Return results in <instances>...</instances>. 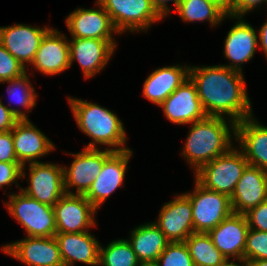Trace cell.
Listing matches in <instances>:
<instances>
[{
    "label": "cell",
    "mask_w": 267,
    "mask_h": 266,
    "mask_svg": "<svg viewBox=\"0 0 267 266\" xmlns=\"http://www.w3.org/2000/svg\"><path fill=\"white\" fill-rule=\"evenodd\" d=\"M189 78L194 83L198 97L207 116L230 118L231 128L252 116L242 72L223 65L190 67Z\"/></svg>",
    "instance_id": "6da1fadb"
},
{
    "label": "cell",
    "mask_w": 267,
    "mask_h": 266,
    "mask_svg": "<svg viewBox=\"0 0 267 266\" xmlns=\"http://www.w3.org/2000/svg\"><path fill=\"white\" fill-rule=\"evenodd\" d=\"M226 122L225 117L207 116L191 123L181 155L195 172L232 147L231 131L235 134V128L229 129Z\"/></svg>",
    "instance_id": "7a4b0ae2"
},
{
    "label": "cell",
    "mask_w": 267,
    "mask_h": 266,
    "mask_svg": "<svg viewBox=\"0 0 267 266\" xmlns=\"http://www.w3.org/2000/svg\"><path fill=\"white\" fill-rule=\"evenodd\" d=\"M76 124L92 138L85 148H97L99 144L111 146L112 151H124L126 132L122 121L111 110L81 99L68 98ZM113 147V148H112Z\"/></svg>",
    "instance_id": "3957f363"
},
{
    "label": "cell",
    "mask_w": 267,
    "mask_h": 266,
    "mask_svg": "<svg viewBox=\"0 0 267 266\" xmlns=\"http://www.w3.org/2000/svg\"><path fill=\"white\" fill-rule=\"evenodd\" d=\"M248 165L243 152L231 147L195 172V179L205 188L231 197Z\"/></svg>",
    "instance_id": "277c9868"
},
{
    "label": "cell",
    "mask_w": 267,
    "mask_h": 266,
    "mask_svg": "<svg viewBox=\"0 0 267 266\" xmlns=\"http://www.w3.org/2000/svg\"><path fill=\"white\" fill-rule=\"evenodd\" d=\"M5 203L10 215L19 222L29 237H55L56 220L53 206L28 197L21 190L11 194Z\"/></svg>",
    "instance_id": "5b68a950"
},
{
    "label": "cell",
    "mask_w": 267,
    "mask_h": 266,
    "mask_svg": "<svg viewBox=\"0 0 267 266\" xmlns=\"http://www.w3.org/2000/svg\"><path fill=\"white\" fill-rule=\"evenodd\" d=\"M192 205L194 232L207 233L233 213L231 198L209 190L195 180V188L185 193Z\"/></svg>",
    "instance_id": "8992f818"
},
{
    "label": "cell",
    "mask_w": 267,
    "mask_h": 266,
    "mask_svg": "<svg viewBox=\"0 0 267 266\" xmlns=\"http://www.w3.org/2000/svg\"><path fill=\"white\" fill-rule=\"evenodd\" d=\"M109 14L115 29L120 33L127 30H147L151 24L163 18L154 9L151 0H97Z\"/></svg>",
    "instance_id": "52a82bcc"
},
{
    "label": "cell",
    "mask_w": 267,
    "mask_h": 266,
    "mask_svg": "<svg viewBox=\"0 0 267 266\" xmlns=\"http://www.w3.org/2000/svg\"><path fill=\"white\" fill-rule=\"evenodd\" d=\"M110 148H84L83 151L71 154L75 157L69 169H64V188L67 194L85 195L95 178L102 170L105 160L113 153ZM77 188L76 193L69 189Z\"/></svg>",
    "instance_id": "ba28073f"
},
{
    "label": "cell",
    "mask_w": 267,
    "mask_h": 266,
    "mask_svg": "<svg viewBox=\"0 0 267 266\" xmlns=\"http://www.w3.org/2000/svg\"><path fill=\"white\" fill-rule=\"evenodd\" d=\"M30 183L20 190L28 197L42 204L54 206L66 193L64 188V169L54 163H29Z\"/></svg>",
    "instance_id": "9c48e42d"
},
{
    "label": "cell",
    "mask_w": 267,
    "mask_h": 266,
    "mask_svg": "<svg viewBox=\"0 0 267 266\" xmlns=\"http://www.w3.org/2000/svg\"><path fill=\"white\" fill-rule=\"evenodd\" d=\"M56 233L86 232L96 226L94 214L97 209L84 195L65 193L53 206Z\"/></svg>",
    "instance_id": "30bf717a"
},
{
    "label": "cell",
    "mask_w": 267,
    "mask_h": 266,
    "mask_svg": "<svg viewBox=\"0 0 267 266\" xmlns=\"http://www.w3.org/2000/svg\"><path fill=\"white\" fill-rule=\"evenodd\" d=\"M28 266H64L55 237H27L1 249Z\"/></svg>",
    "instance_id": "8fae6325"
},
{
    "label": "cell",
    "mask_w": 267,
    "mask_h": 266,
    "mask_svg": "<svg viewBox=\"0 0 267 266\" xmlns=\"http://www.w3.org/2000/svg\"><path fill=\"white\" fill-rule=\"evenodd\" d=\"M133 152L130 149L114 151L104 162L102 170L84 195L96 208L124 182L126 168Z\"/></svg>",
    "instance_id": "7c38bea8"
},
{
    "label": "cell",
    "mask_w": 267,
    "mask_h": 266,
    "mask_svg": "<svg viewBox=\"0 0 267 266\" xmlns=\"http://www.w3.org/2000/svg\"><path fill=\"white\" fill-rule=\"evenodd\" d=\"M249 229L245 215L233 212L207 234L227 260L233 257L243 264Z\"/></svg>",
    "instance_id": "4fadbf2b"
},
{
    "label": "cell",
    "mask_w": 267,
    "mask_h": 266,
    "mask_svg": "<svg viewBox=\"0 0 267 266\" xmlns=\"http://www.w3.org/2000/svg\"><path fill=\"white\" fill-rule=\"evenodd\" d=\"M160 107L167 119L175 124H189L207 117L190 78L171 93Z\"/></svg>",
    "instance_id": "5bb4252c"
},
{
    "label": "cell",
    "mask_w": 267,
    "mask_h": 266,
    "mask_svg": "<svg viewBox=\"0 0 267 266\" xmlns=\"http://www.w3.org/2000/svg\"><path fill=\"white\" fill-rule=\"evenodd\" d=\"M153 223L160 228L169 242H184L194 233L189 197L186 194H180L165 203L160 210L158 222Z\"/></svg>",
    "instance_id": "9a60e30c"
},
{
    "label": "cell",
    "mask_w": 267,
    "mask_h": 266,
    "mask_svg": "<svg viewBox=\"0 0 267 266\" xmlns=\"http://www.w3.org/2000/svg\"><path fill=\"white\" fill-rule=\"evenodd\" d=\"M98 9H75L66 18V25L72 38L114 40L115 29L109 14L97 1Z\"/></svg>",
    "instance_id": "2e32d148"
},
{
    "label": "cell",
    "mask_w": 267,
    "mask_h": 266,
    "mask_svg": "<svg viewBox=\"0 0 267 266\" xmlns=\"http://www.w3.org/2000/svg\"><path fill=\"white\" fill-rule=\"evenodd\" d=\"M50 28L32 27L23 24L0 27V43L24 67L32 64L45 34Z\"/></svg>",
    "instance_id": "e0dca14e"
},
{
    "label": "cell",
    "mask_w": 267,
    "mask_h": 266,
    "mask_svg": "<svg viewBox=\"0 0 267 266\" xmlns=\"http://www.w3.org/2000/svg\"><path fill=\"white\" fill-rule=\"evenodd\" d=\"M115 40L72 38L69 41L70 65L77 60L85 78L95 76L109 62L116 48Z\"/></svg>",
    "instance_id": "ac0fdd59"
},
{
    "label": "cell",
    "mask_w": 267,
    "mask_h": 266,
    "mask_svg": "<svg viewBox=\"0 0 267 266\" xmlns=\"http://www.w3.org/2000/svg\"><path fill=\"white\" fill-rule=\"evenodd\" d=\"M67 37L50 29L43 37L32 65L45 75H55L71 67Z\"/></svg>",
    "instance_id": "d6986e66"
},
{
    "label": "cell",
    "mask_w": 267,
    "mask_h": 266,
    "mask_svg": "<svg viewBox=\"0 0 267 266\" xmlns=\"http://www.w3.org/2000/svg\"><path fill=\"white\" fill-rule=\"evenodd\" d=\"M231 198L234 213L245 214L267 200V171L248 165Z\"/></svg>",
    "instance_id": "ffe728a7"
},
{
    "label": "cell",
    "mask_w": 267,
    "mask_h": 266,
    "mask_svg": "<svg viewBox=\"0 0 267 266\" xmlns=\"http://www.w3.org/2000/svg\"><path fill=\"white\" fill-rule=\"evenodd\" d=\"M17 161L23 166L40 162L55 146L29 119H20L11 130Z\"/></svg>",
    "instance_id": "44dd1931"
},
{
    "label": "cell",
    "mask_w": 267,
    "mask_h": 266,
    "mask_svg": "<svg viewBox=\"0 0 267 266\" xmlns=\"http://www.w3.org/2000/svg\"><path fill=\"white\" fill-rule=\"evenodd\" d=\"M234 136L248 164L267 171V126L250 116L236 123Z\"/></svg>",
    "instance_id": "7402d4cb"
},
{
    "label": "cell",
    "mask_w": 267,
    "mask_h": 266,
    "mask_svg": "<svg viewBox=\"0 0 267 266\" xmlns=\"http://www.w3.org/2000/svg\"><path fill=\"white\" fill-rule=\"evenodd\" d=\"M237 19L225 39L224 55L231 63L223 66L242 72L241 64L253 58L259 42L255 29L243 17Z\"/></svg>",
    "instance_id": "603a6c76"
},
{
    "label": "cell",
    "mask_w": 267,
    "mask_h": 266,
    "mask_svg": "<svg viewBox=\"0 0 267 266\" xmlns=\"http://www.w3.org/2000/svg\"><path fill=\"white\" fill-rule=\"evenodd\" d=\"M60 256L64 266H72L75 261L99 266L100 244L89 233H56Z\"/></svg>",
    "instance_id": "cb8c5ba5"
},
{
    "label": "cell",
    "mask_w": 267,
    "mask_h": 266,
    "mask_svg": "<svg viewBox=\"0 0 267 266\" xmlns=\"http://www.w3.org/2000/svg\"><path fill=\"white\" fill-rule=\"evenodd\" d=\"M190 66L173 65L154 70L144 81L143 95L160 106L183 82L189 78Z\"/></svg>",
    "instance_id": "d4e9b609"
},
{
    "label": "cell",
    "mask_w": 267,
    "mask_h": 266,
    "mask_svg": "<svg viewBox=\"0 0 267 266\" xmlns=\"http://www.w3.org/2000/svg\"><path fill=\"white\" fill-rule=\"evenodd\" d=\"M141 264L155 263L169 241L155 223L139 225L128 240Z\"/></svg>",
    "instance_id": "484cf974"
},
{
    "label": "cell",
    "mask_w": 267,
    "mask_h": 266,
    "mask_svg": "<svg viewBox=\"0 0 267 266\" xmlns=\"http://www.w3.org/2000/svg\"><path fill=\"white\" fill-rule=\"evenodd\" d=\"M185 243L195 266H221L227 260L207 233L194 232Z\"/></svg>",
    "instance_id": "4316f807"
},
{
    "label": "cell",
    "mask_w": 267,
    "mask_h": 266,
    "mask_svg": "<svg viewBox=\"0 0 267 266\" xmlns=\"http://www.w3.org/2000/svg\"><path fill=\"white\" fill-rule=\"evenodd\" d=\"M175 10L184 22L206 20L212 26L218 25L228 17L219 6L208 0H180Z\"/></svg>",
    "instance_id": "83f0119b"
},
{
    "label": "cell",
    "mask_w": 267,
    "mask_h": 266,
    "mask_svg": "<svg viewBox=\"0 0 267 266\" xmlns=\"http://www.w3.org/2000/svg\"><path fill=\"white\" fill-rule=\"evenodd\" d=\"M99 265L102 266H140L128 239L112 241L106 248L100 245Z\"/></svg>",
    "instance_id": "f1b7e54d"
},
{
    "label": "cell",
    "mask_w": 267,
    "mask_h": 266,
    "mask_svg": "<svg viewBox=\"0 0 267 266\" xmlns=\"http://www.w3.org/2000/svg\"><path fill=\"white\" fill-rule=\"evenodd\" d=\"M156 266H195L184 242H169L155 262Z\"/></svg>",
    "instance_id": "f546056e"
},
{
    "label": "cell",
    "mask_w": 267,
    "mask_h": 266,
    "mask_svg": "<svg viewBox=\"0 0 267 266\" xmlns=\"http://www.w3.org/2000/svg\"><path fill=\"white\" fill-rule=\"evenodd\" d=\"M6 82L10 83L7 89L8 94L15 97V103L17 102V104H20L21 107L23 106L25 109L27 108L30 113L32 110L29 111V109H32L36 105L35 101L37 95L35 94V89L28 79L27 72L21 77L11 79ZM18 90L21 91L19 92Z\"/></svg>",
    "instance_id": "4dcf8cb0"
},
{
    "label": "cell",
    "mask_w": 267,
    "mask_h": 266,
    "mask_svg": "<svg viewBox=\"0 0 267 266\" xmlns=\"http://www.w3.org/2000/svg\"><path fill=\"white\" fill-rule=\"evenodd\" d=\"M267 260V232L249 229L244 250V263Z\"/></svg>",
    "instance_id": "1f68e13d"
},
{
    "label": "cell",
    "mask_w": 267,
    "mask_h": 266,
    "mask_svg": "<svg viewBox=\"0 0 267 266\" xmlns=\"http://www.w3.org/2000/svg\"><path fill=\"white\" fill-rule=\"evenodd\" d=\"M26 68L0 43V83L21 77Z\"/></svg>",
    "instance_id": "d6a6232c"
},
{
    "label": "cell",
    "mask_w": 267,
    "mask_h": 266,
    "mask_svg": "<svg viewBox=\"0 0 267 266\" xmlns=\"http://www.w3.org/2000/svg\"><path fill=\"white\" fill-rule=\"evenodd\" d=\"M24 169L25 165L22 166L19 162H0V188L12 183L20 187L16 180L26 177Z\"/></svg>",
    "instance_id": "836d02e7"
},
{
    "label": "cell",
    "mask_w": 267,
    "mask_h": 266,
    "mask_svg": "<svg viewBox=\"0 0 267 266\" xmlns=\"http://www.w3.org/2000/svg\"><path fill=\"white\" fill-rule=\"evenodd\" d=\"M20 119H28L20 109L5 106L0 100V132L12 130Z\"/></svg>",
    "instance_id": "e575fe53"
},
{
    "label": "cell",
    "mask_w": 267,
    "mask_h": 266,
    "mask_svg": "<svg viewBox=\"0 0 267 266\" xmlns=\"http://www.w3.org/2000/svg\"><path fill=\"white\" fill-rule=\"evenodd\" d=\"M244 215L250 229L267 232V200L250 209Z\"/></svg>",
    "instance_id": "d590c367"
},
{
    "label": "cell",
    "mask_w": 267,
    "mask_h": 266,
    "mask_svg": "<svg viewBox=\"0 0 267 266\" xmlns=\"http://www.w3.org/2000/svg\"><path fill=\"white\" fill-rule=\"evenodd\" d=\"M0 162H18L11 130L0 132Z\"/></svg>",
    "instance_id": "8d00e7d4"
},
{
    "label": "cell",
    "mask_w": 267,
    "mask_h": 266,
    "mask_svg": "<svg viewBox=\"0 0 267 266\" xmlns=\"http://www.w3.org/2000/svg\"><path fill=\"white\" fill-rule=\"evenodd\" d=\"M267 3V0H232L230 13L228 17L237 18L243 17L244 14L255 9L260 3Z\"/></svg>",
    "instance_id": "74e56055"
},
{
    "label": "cell",
    "mask_w": 267,
    "mask_h": 266,
    "mask_svg": "<svg viewBox=\"0 0 267 266\" xmlns=\"http://www.w3.org/2000/svg\"><path fill=\"white\" fill-rule=\"evenodd\" d=\"M168 1H174L175 8L177 9L180 0H151L154 9L162 18L168 16L171 12L167 5Z\"/></svg>",
    "instance_id": "f35d334b"
},
{
    "label": "cell",
    "mask_w": 267,
    "mask_h": 266,
    "mask_svg": "<svg viewBox=\"0 0 267 266\" xmlns=\"http://www.w3.org/2000/svg\"><path fill=\"white\" fill-rule=\"evenodd\" d=\"M258 32L260 46H262L265 56L267 57V21L262 25Z\"/></svg>",
    "instance_id": "ab89813d"
},
{
    "label": "cell",
    "mask_w": 267,
    "mask_h": 266,
    "mask_svg": "<svg viewBox=\"0 0 267 266\" xmlns=\"http://www.w3.org/2000/svg\"><path fill=\"white\" fill-rule=\"evenodd\" d=\"M219 6L227 15L230 13L232 0H208Z\"/></svg>",
    "instance_id": "60d3db41"
},
{
    "label": "cell",
    "mask_w": 267,
    "mask_h": 266,
    "mask_svg": "<svg viewBox=\"0 0 267 266\" xmlns=\"http://www.w3.org/2000/svg\"><path fill=\"white\" fill-rule=\"evenodd\" d=\"M246 266H267V260H254L245 263Z\"/></svg>",
    "instance_id": "b9f144b4"
},
{
    "label": "cell",
    "mask_w": 267,
    "mask_h": 266,
    "mask_svg": "<svg viewBox=\"0 0 267 266\" xmlns=\"http://www.w3.org/2000/svg\"><path fill=\"white\" fill-rule=\"evenodd\" d=\"M221 266H246L245 263L243 265L236 264L234 261L226 260Z\"/></svg>",
    "instance_id": "7bdbcfd3"
},
{
    "label": "cell",
    "mask_w": 267,
    "mask_h": 266,
    "mask_svg": "<svg viewBox=\"0 0 267 266\" xmlns=\"http://www.w3.org/2000/svg\"><path fill=\"white\" fill-rule=\"evenodd\" d=\"M140 266H156L155 263L141 264Z\"/></svg>",
    "instance_id": "ee69618b"
}]
</instances>
